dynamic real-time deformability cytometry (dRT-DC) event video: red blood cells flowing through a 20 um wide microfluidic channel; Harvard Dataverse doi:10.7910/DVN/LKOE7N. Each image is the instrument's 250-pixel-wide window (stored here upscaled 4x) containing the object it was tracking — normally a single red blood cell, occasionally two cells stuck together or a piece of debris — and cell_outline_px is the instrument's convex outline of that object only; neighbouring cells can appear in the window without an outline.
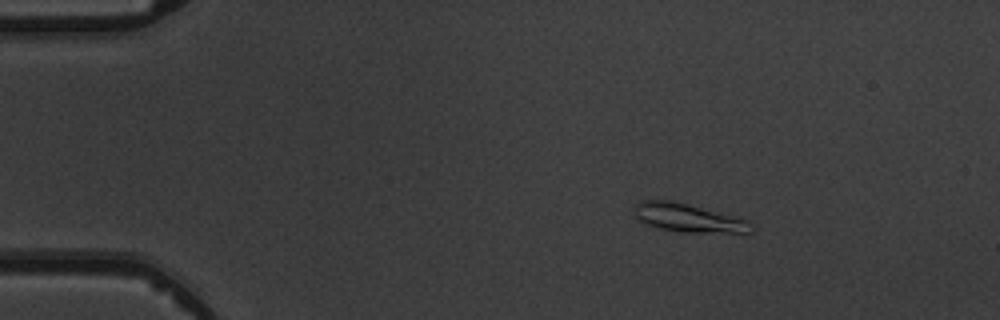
{"species": "common noctule bat (a hibernating species)", "species_latin": "Nyctalus noctula", "temperature_condition": "warm", "stored_images_in_passage": 5, "camera_frame_rate_fps": 3000, "um_per_image_px": 0.085, "animal": {"sex": "male", "body_mass_g": 19.5, "forearm_length_mm": 54.6}, "frame": {"image": 1, "passage_image": 2, "time_ms": 2.0, "image_size_px": [1000, 320], "cell_outline_px": [[756, 228], [752, 232], [680, 232], [660, 228], [644, 224], [636, 216], [636, 204], [640, 200], [672, 200], [748, 220]], "centroid_in_image_um": [58.51, 18.52], "position_along_channel_um": 26.5, "area_um2": 19.07}}